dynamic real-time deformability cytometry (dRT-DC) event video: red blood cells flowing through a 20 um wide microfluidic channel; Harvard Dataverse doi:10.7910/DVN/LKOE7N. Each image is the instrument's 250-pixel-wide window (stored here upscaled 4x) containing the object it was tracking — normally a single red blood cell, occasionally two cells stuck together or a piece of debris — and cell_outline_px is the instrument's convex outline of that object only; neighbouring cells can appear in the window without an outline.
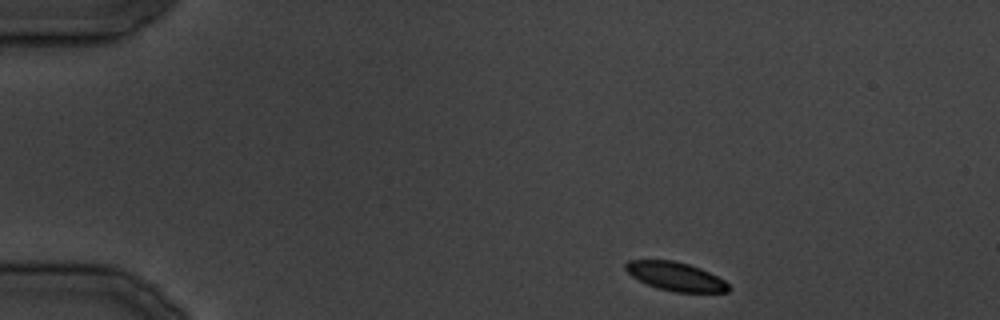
{"species": "common noctule bat (a hibernating species)", "species_latin": "Nyctalus noctula", "temperature_condition": "cold", "stored_images_in_passage": 30, "camera_frame_rate_fps": 3000, "um_per_image_px": 0.085, "animal": {"sex": "male", "body_mass_g": 19.5, "forearm_length_mm": 54.6}, "frame": {"image": 1, "passage_image": 1, "time_ms": 0.0, "image_size_px": [1000, 320], "cell_outline_px": [[732, 288], [728, 292], [676, 292], [656, 288], [632, 276], [624, 268], [624, 264], [628, 260], [672, 260], [688, 264], [700, 268], [724, 280]], "centroid_in_image_um": [57.43, 23.5], "position_along_channel_um": 27.6, "area_um2": 17.11}}
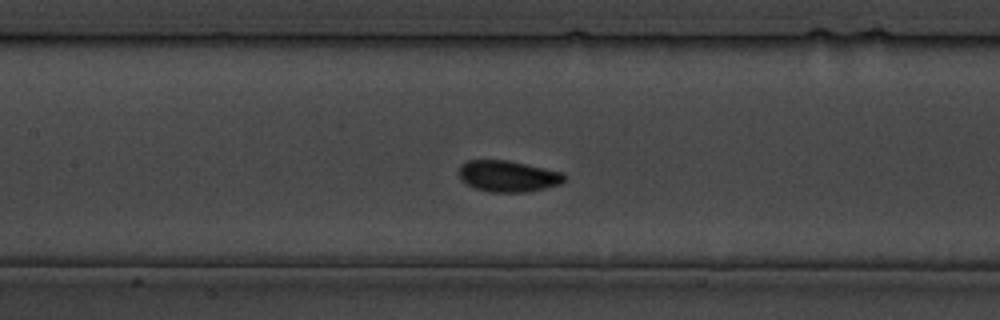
{"frame": {"image": 2, "passage_image": 12, "time_ms": 13.667, "image_size_px": [1000, 320], "cell_outline_px": [[564, 180], [560, 184], [544, 188], [524, 192], [492, 192], [476, 188], [468, 184], [460, 176], [460, 164], [468, 160], [508, 160], [564, 172]], "centroid_in_image_um": [43.2, 14.96], "position_along_channel_um": 164.2, "area_um2": 18.96}}
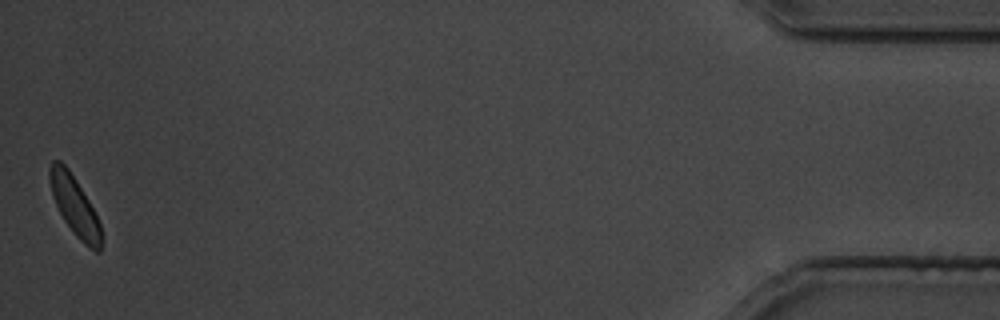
{"frame": {"image": 3, "passage_image": 30, "time_ms": 36.0, "image_size_px": [1000, 320], "cell_outline_px": [[100, 252], [96, 252], [88, 248], [76, 236], [64, 220], [52, 196], [48, 176], [48, 168], [52, 160], [60, 160], [68, 168], [76, 180], [88, 200], [100, 224]], "centroid_in_image_um": [6.3, 17.46], "position_along_channel_um": 428.9, "area_um2": 17.51}}